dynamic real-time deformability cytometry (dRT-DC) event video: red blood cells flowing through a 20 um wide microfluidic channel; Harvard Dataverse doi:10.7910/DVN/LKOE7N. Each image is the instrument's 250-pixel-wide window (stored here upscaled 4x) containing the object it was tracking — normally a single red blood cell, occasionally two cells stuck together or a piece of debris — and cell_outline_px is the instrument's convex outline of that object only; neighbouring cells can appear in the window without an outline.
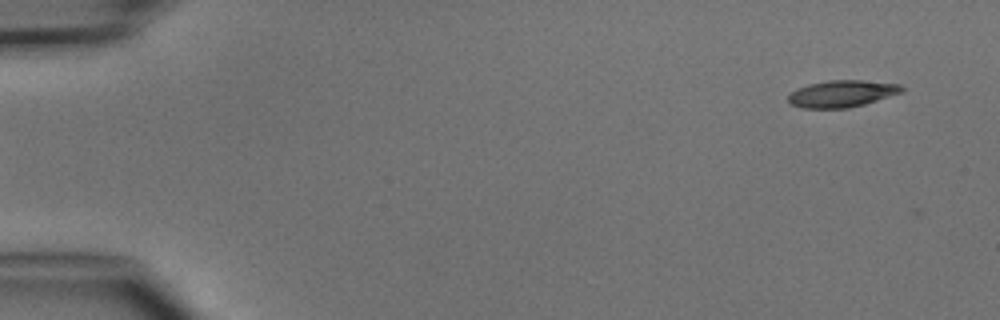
{"species": "common noctule bat (a hibernating species)", "species_latin": "Nyctalus noctula", "temperature_condition": "cold", "stored_images_in_passage": 5, "segment_of_instrument_passage": [2, 2], "camera_frame_rate_fps": 3000, "um_per_image_px": 0.085, "animal": {"sex": "male", "body_mass_g": 15.6}, "frame": {"image": 1, "passage_image": 5, "time_ms": 4.667, "image_size_px": [1000, 320], "cell_outline_px": [[904, 92], [864, 104], [848, 108], [804, 108], [788, 104], [788, 96], [796, 88], [808, 84], [828, 80], [860, 80], [900, 84], [904, 88]], "centroid_in_image_um": [71.55, 7.96], "position_along_channel_um": 13.4, "area_um2": 17.86}}